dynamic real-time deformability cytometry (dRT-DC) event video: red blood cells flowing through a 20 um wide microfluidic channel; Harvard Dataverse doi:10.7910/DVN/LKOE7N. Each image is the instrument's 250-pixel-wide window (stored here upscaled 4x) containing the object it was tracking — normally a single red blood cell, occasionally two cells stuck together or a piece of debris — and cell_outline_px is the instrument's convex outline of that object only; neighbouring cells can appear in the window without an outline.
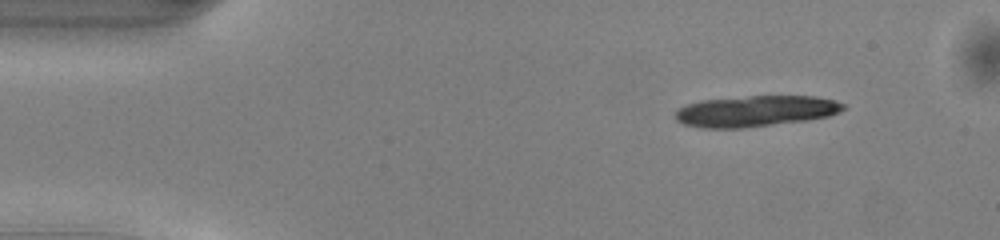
{"species": "common noctule bat (a hibernating species)", "species_latin": "Nyctalus noctula", "temperature_condition": "warm", "stored_images_in_passage": 46, "camera_frame_rate_fps": 3000, "um_per_image_px": 0.085, "animal": {"sex": "male", "body_mass_g": 13.0, "forearm_length_mm": 53.1}, "frame": {"image": 1, "passage_image": 1, "time_ms": 0.0, "image_size_px": [1000, 240], "cell_outline_px": [[844, 108], [840, 112], [828, 116], [808, 120], [744, 128], [700, 128], [684, 124], [676, 120], [676, 108], [684, 104], [700, 100], [748, 96], [816, 96], [836, 100], [844, 104]], "centroid_in_image_um": [64.19, 9.44], "position_along_channel_um": 20.8, "area_um2": 30.63}}
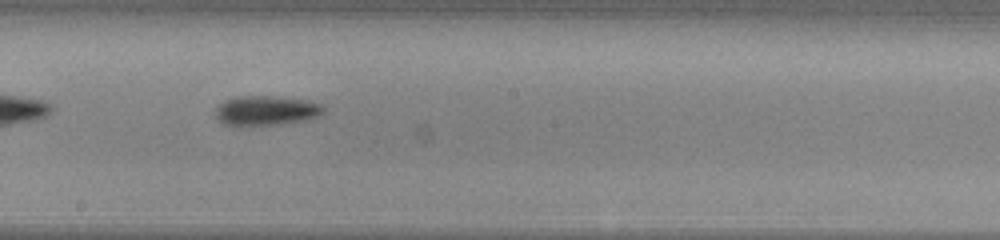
{"frame": {"image": 2, "passage_image": 23, "time_ms": 7.333, "image_size_px": [1000, 240], "cell_outline_px": [[324, 112], [320, 116], [308, 120], [276, 124], [224, 124], [216, 116], [216, 108], [224, 100], [236, 96], [276, 96], [308, 100], [320, 104], [324, 108]], "centroid_in_image_um": [22.68, 9.37], "position_along_channel_um": 225.5, "area_um2": 18.44}}
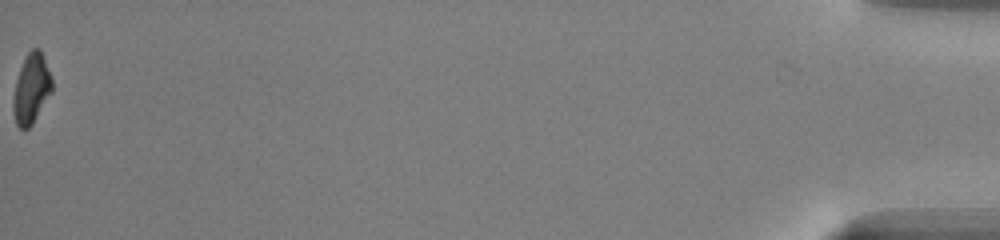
{"frame": {"image": 3, "passage_image": 46, "time_ms": 15.0, "image_size_px": [1000, 240], "cell_outline_px": [[52, 92], [32, 124], [28, 128], [20, 128], [16, 124], [12, 112], [12, 104], [16, 80], [20, 68], [28, 52], [32, 48], [40, 48], [52, 80]], "centroid_in_image_um": [2.65, 7.55], "position_along_channel_um": 432.5, "area_um2": 15.66}, "authors_computed_cell_mechanics": {"area_um2": 18.1203, "velocity_mm_per_s": 4.0986, "shape_relaxation_time_tau1_ms": 1.6996, "shape_relaxation_time_tau2_ms": null, "deformation_change_tau1": 0.1407, "deformation_change_tau2": null}}